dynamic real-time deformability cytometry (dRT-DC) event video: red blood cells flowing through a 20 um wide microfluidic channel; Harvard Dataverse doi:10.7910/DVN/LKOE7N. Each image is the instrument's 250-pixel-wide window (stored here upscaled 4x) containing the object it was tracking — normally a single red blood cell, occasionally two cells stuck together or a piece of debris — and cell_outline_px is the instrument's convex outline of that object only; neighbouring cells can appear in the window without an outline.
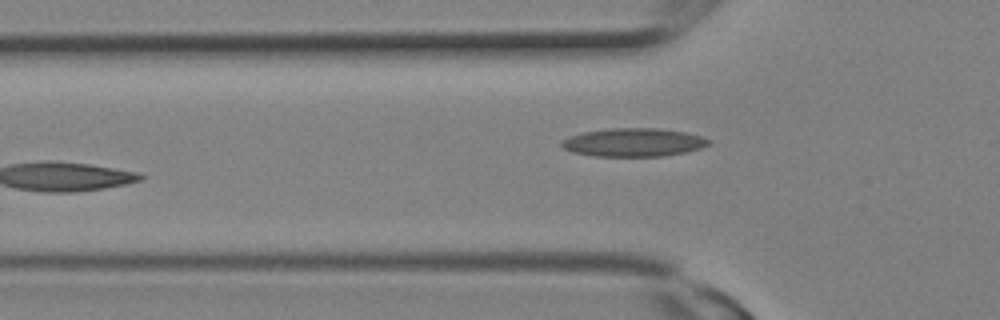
{"species": "Egyptian fruit bat (a non-hibernating species)", "species_latin": "Rousettus aegyptiacus", "temperature_condition": "room temperature", "stored_images_in_passage": 8, "camera_frame_rate_fps": 3000, "um_per_image_px": 0.085, "animal": {"sex": "female"}, "frame": {"image": 1, "passage_image": 8, "time_ms": 2.333, "image_size_px": [1000, 320], "cell_outline_px": [[712, 140], [708, 144], [700, 148], [684, 152], [664, 156], [592, 156], [572, 152], [564, 148], [560, 144], [568, 136], [584, 132], [612, 128], [656, 128], [684, 132], [700, 136]], "centroid_in_image_um": [53.83, 12.1], "position_along_channel_um": 72.0, "area_um2": 24.1}}